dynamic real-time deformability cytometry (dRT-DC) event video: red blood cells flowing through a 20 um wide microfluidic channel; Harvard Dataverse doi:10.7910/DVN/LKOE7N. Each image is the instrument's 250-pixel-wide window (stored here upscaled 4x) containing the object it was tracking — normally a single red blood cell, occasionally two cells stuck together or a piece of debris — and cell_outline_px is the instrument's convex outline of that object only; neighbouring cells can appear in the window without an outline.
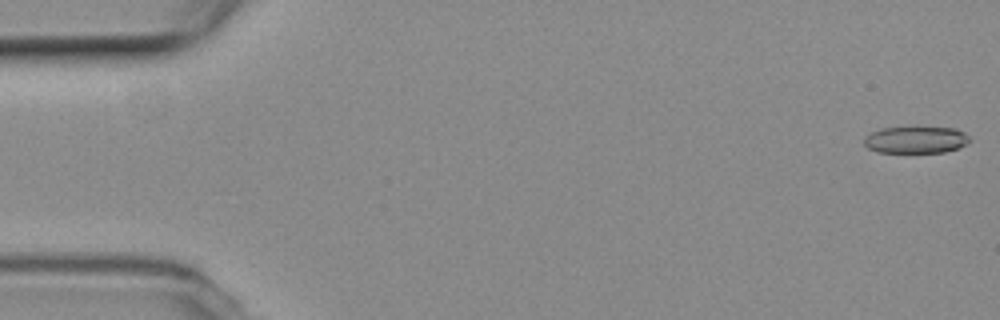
{"species": "common noctule bat (a hibernating species)", "species_latin": "Nyctalus noctula", "temperature_condition": "room temperature", "stored_images_in_passage": 12, "camera_frame_rate_fps": 3000, "um_per_image_px": 0.085, "animal": {"sex": "female", "body_mass_g": 19.3, "forearm_length_mm": 54.1}, "frame": {"image": 1, "passage_image": 1, "time_ms": 0.0, "image_size_px": [1000, 320], "cell_outline_px": [[968, 140], [960, 148], [944, 152], [876, 152], [868, 148], [864, 144], [864, 136], [880, 128], [912, 124], [916, 124], [956, 128], [964, 132], [968, 136]], "centroid_in_image_um": [77.82, 11.82], "position_along_channel_um": 7.2, "area_um2": 17.46}}